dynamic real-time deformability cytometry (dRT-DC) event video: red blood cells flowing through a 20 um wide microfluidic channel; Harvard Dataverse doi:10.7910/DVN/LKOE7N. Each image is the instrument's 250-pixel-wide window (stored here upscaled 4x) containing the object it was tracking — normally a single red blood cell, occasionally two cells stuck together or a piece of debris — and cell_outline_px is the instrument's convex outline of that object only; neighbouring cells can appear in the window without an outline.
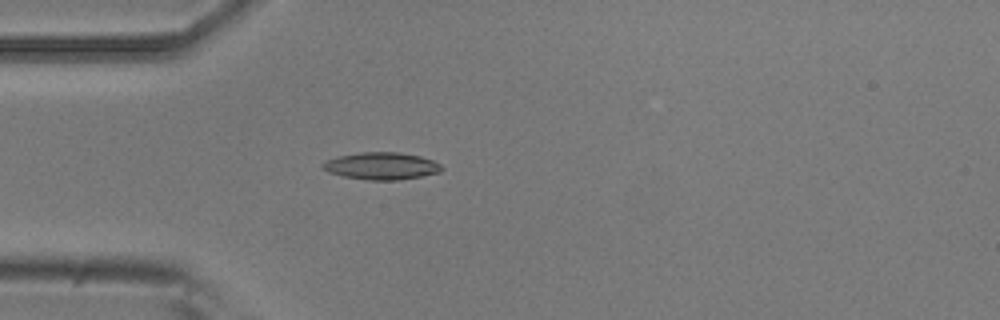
{"species": "common noctule bat (a hibernating species)", "species_latin": "Nyctalus noctula", "temperature_condition": "room temperature", "stored_images_in_passage": 4, "camera_frame_rate_fps": 3000, "um_per_image_px": 0.085, "animal": {"sex": "male", "body_mass_g": 20.5, "forearm_length_mm": 52.5}, "frame": {"image": 1, "passage_image": 4, "time_ms": 1.0, "image_size_px": [1000, 320], "cell_outline_px": [[444, 168], [440, 172], [420, 176], [396, 180], [368, 180], [344, 176], [328, 172], [320, 164], [328, 160], [340, 156], [360, 152], [400, 152], [420, 156], [432, 160], [440, 164]], "centroid_in_image_um": [32.44, 14.1], "position_along_channel_um": 52.6, "area_um2": 18.67}}